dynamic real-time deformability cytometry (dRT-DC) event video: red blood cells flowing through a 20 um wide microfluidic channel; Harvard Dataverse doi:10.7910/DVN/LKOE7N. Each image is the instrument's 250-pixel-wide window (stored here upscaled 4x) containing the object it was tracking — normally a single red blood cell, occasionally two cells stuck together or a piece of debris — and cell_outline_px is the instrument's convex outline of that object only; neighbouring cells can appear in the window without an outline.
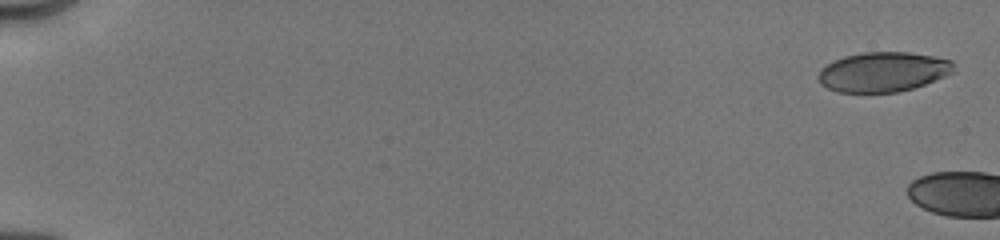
{"species": "human", "species_latin": "Homo sapiens", "temperature_condition": "cold", "stored_images_in_passage": 2, "camera_frame_rate_fps": 3000, "um_per_image_px": 0.085, "donor": {"sex": "male"}, "frame": {"image": 1, "passage_image": 1, "time_ms": 0.0, "image_size_px": [1000, 240], "cell_outline_px": [[956, 72], [924, 84], [912, 88], [896, 92], [836, 92], [820, 84], [816, 76], [828, 64], [844, 56], [864, 52], [908, 52], [932, 56], [952, 60]], "centroid_in_image_um": [75.08, 6.11], "position_along_channel_um": 9.9, "area_um2": 31.27}}